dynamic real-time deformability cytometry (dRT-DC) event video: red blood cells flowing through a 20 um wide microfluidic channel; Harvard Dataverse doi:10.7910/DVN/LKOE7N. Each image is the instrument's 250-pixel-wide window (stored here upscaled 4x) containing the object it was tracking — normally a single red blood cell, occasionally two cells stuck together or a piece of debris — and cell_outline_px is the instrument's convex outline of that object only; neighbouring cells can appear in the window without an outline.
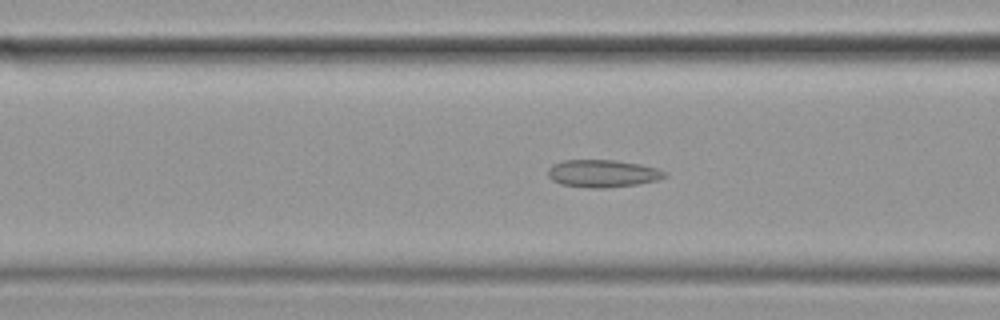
{"species": "common noctule bat (a hibernating species)", "species_latin": "Nyctalus noctula", "temperature_condition": "cold", "stored_images_in_passage": 57, "camera_frame_rate_fps": 3000, "um_per_image_px": 0.085, "animal": {"sex": "female", "body_mass_g": 19.9}, "frame": {"image": 1, "passage_image": 21, "time_ms": 6.667, "image_size_px": [1000, 320], "cell_outline_px": [[668, 176], [656, 180], [636, 184], [608, 188], [592, 188], [560, 184], [552, 180], [548, 176], [548, 168], [552, 164], [564, 160], [616, 160], [640, 164], [656, 168], [668, 172]], "centroid_in_image_um": [51.22, 14.74], "position_along_channel_um": 115.4, "area_um2": 18.79}}
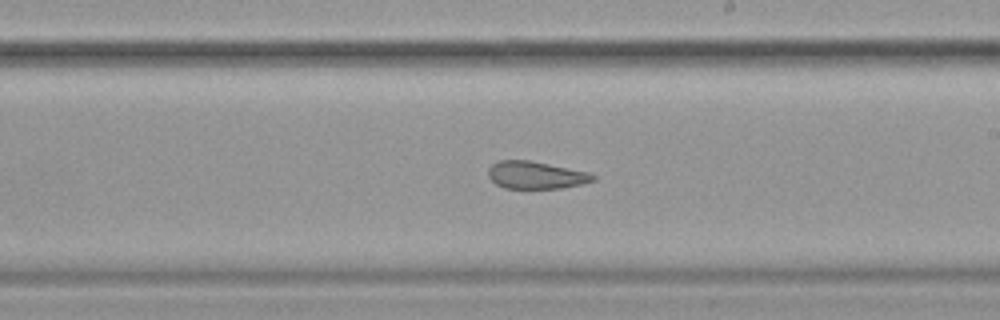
{"frame": {"image": 2, "passage_image": 32, "time_ms": 10.333, "image_size_px": [1000, 320], "cell_outline_px": [[596, 180], [580, 184], [560, 188], [504, 188], [496, 184], [488, 176], [488, 168], [492, 164], [500, 160], [528, 160], [588, 172], [596, 176]], "centroid_in_image_um": [45.52, 14.88], "position_along_channel_um": 243.5, "area_um2": 16.59}}
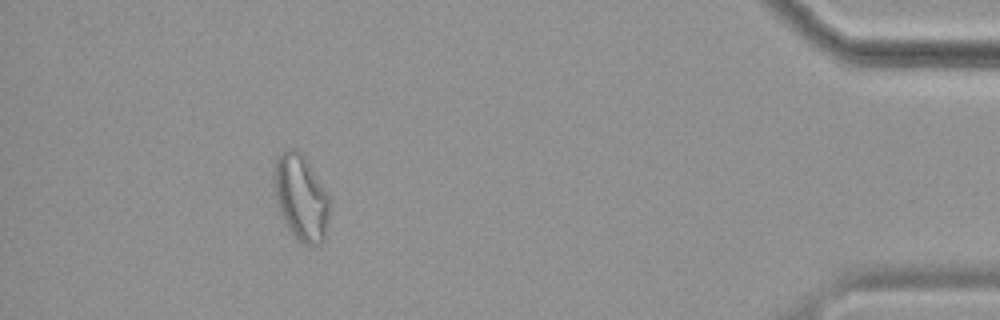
{"frame": {"image": 3, "passage_image": 51, "time_ms": 16.667, "image_size_px": [1000, 320], "cell_outline_px": [[332, 200], [324, 240], [320, 244], [304, 244], [288, 228], [284, 220], [276, 200], [272, 180], [272, 172], [276, 156], [280, 152], [288, 148], [292, 148], [300, 152], [308, 160]], "centroid_in_image_um": [25.58, 16.72], "position_along_channel_um": 409.6, "area_um2": 28.26}, "authors_computed_cell_mechanics": {"area_um2": 21.675, "velocity_mm_per_s": 3.5076, "shape_relaxation_time_tau1_ms": null, "shape_relaxation_time_tau2_ms": 3.7085, "deformation_change_tau1": null, "deformation_change_tau2": 0.093}}